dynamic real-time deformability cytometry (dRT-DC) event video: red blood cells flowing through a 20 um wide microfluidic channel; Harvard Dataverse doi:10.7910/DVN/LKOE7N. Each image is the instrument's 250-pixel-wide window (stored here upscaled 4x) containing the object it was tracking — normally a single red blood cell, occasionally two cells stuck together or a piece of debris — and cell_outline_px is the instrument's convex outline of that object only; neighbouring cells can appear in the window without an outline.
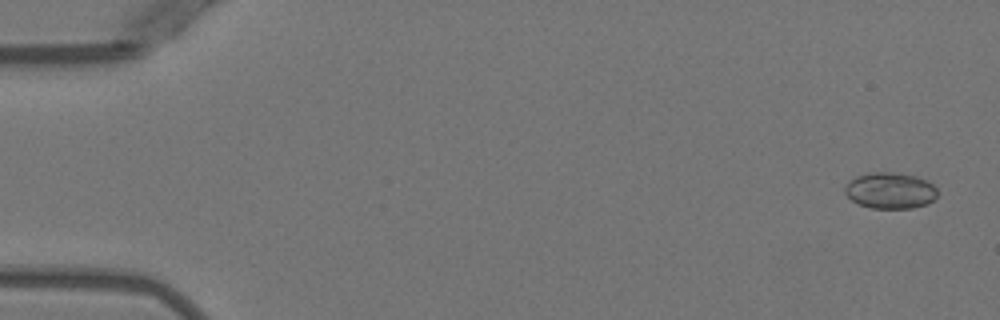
{"species": "Egyptian fruit bat (a non-hibernating species)", "species_latin": "Rousettus aegyptiacus", "temperature_condition": "warm", "stored_images_in_passage": 5, "camera_frame_rate_fps": 3000, "um_per_image_px": 0.085, "animal": {"sex": "female"}, "frame": {"image": 1, "passage_image": 1, "time_ms": 0.0, "image_size_px": [1000, 320], "cell_outline_px": [[936, 196], [928, 204], [912, 208], [872, 208], [860, 204], [852, 200], [844, 192], [844, 188], [856, 176], [872, 172], [896, 172], [916, 176], [928, 180], [936, 188]], "centroid_in_image_um": [75.69, 16.19], "position_along_channel_um": 9.3, "area_um2": 19.42}}